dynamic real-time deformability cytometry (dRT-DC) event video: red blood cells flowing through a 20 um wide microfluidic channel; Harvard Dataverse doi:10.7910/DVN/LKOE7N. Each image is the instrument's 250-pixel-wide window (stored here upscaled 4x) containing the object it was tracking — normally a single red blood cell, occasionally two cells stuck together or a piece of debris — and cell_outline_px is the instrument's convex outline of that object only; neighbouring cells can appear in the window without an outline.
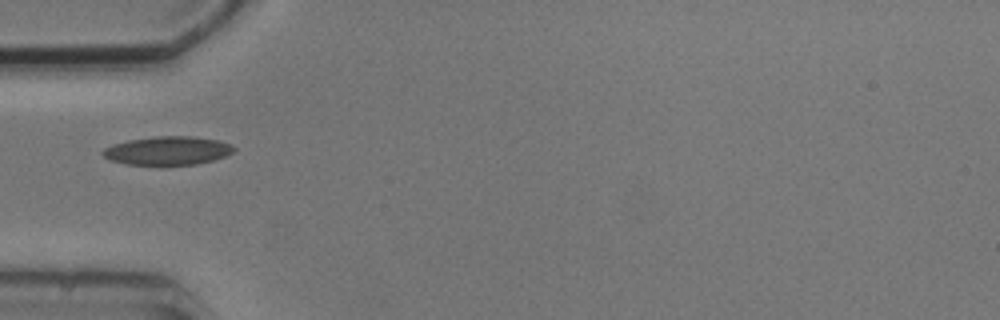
{"species": "common noctule bat (a hibernating species)", "species_latin": "Nyctalus noctula", "temperature_condition": "cold", "stored_images_in_passage": 1, "camera_frame_rate_fps": 3000, "um_per_image_px": 0.085, "animal": {"sex": "male", "body_mass_g": 20.5, "forearm_length_mm": 52.5}, "frame": {"image": 1, "passage_image": 1, "time_ms": 0.0, "image_size_px": [1000, 320], "cell_outline_px": [[236, 148], [232, 152], [224, 156], [212, 160], [196, 164], [128, 164], [112, 160], [104, 156], [100, 152], [104, 148], [112, 144], [128, 140], [156, 136], [192, 136], [216, 140], [232, 144]], "centroid_in_image_um": [14.24, 12.79], "position_along_channel_um": 70.8, "area_um2": 21.5}}